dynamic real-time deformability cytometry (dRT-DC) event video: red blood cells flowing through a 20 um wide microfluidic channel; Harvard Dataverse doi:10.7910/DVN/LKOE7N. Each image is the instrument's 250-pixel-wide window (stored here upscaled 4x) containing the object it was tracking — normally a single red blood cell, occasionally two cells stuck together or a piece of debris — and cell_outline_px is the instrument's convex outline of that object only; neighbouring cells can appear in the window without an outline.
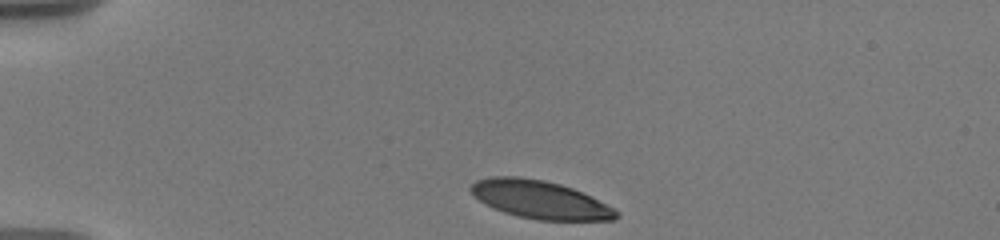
{"species": "human", "species_latin": "Homo sapiens", "temperature_condition": "warm", "stored_images_in_passage": 40, "camera_frame_rate_fps": 3000, "um_per_image_px": 0.085, "donor": {"sex": "male"}, "frame": {"image": 1, "passage_image": 1, "time_ms": 0.0, "image_size_px": [1000, 240], "cell_outline_px": [[620, 216], [616, 220], [536, 220], [504, 212], [484, 204], [468, 188], [476, 180], [492, 176], [520, 176], [544, 180], [560, 184], [572, 188], [616, 208], [620, 212]], "centroid_in_image_um": [45.93, 16.97], "position_along_channel_um": 39.1, "area_um2": 32.25}}
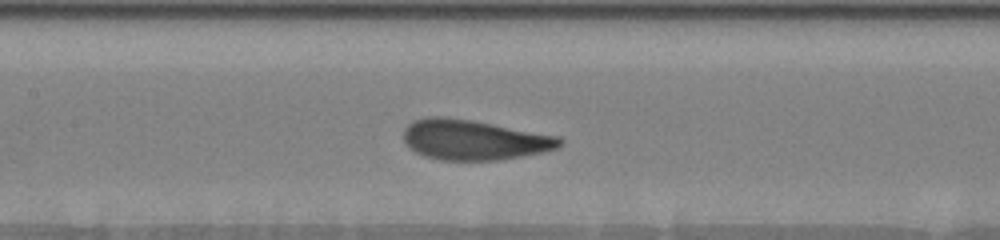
{"frame": {"image": 2, "passage_image": 18, "time_ms": 5.0, "image_size_px": [1000, 240], "cell_outline_px": [[564, 144], [560, 148], [520, 156], [496, 160], [440, 160], [424, 156], [408, 148], [404, 140], [404, 128], [412, 120], [428, 116], [444, 116], [472, 120], [560, 136], [564, 140]], "centroid_in_image_um": [40.28, 11.87], "position_along_channel_um": 167.1, "area_um2": 36.82}}
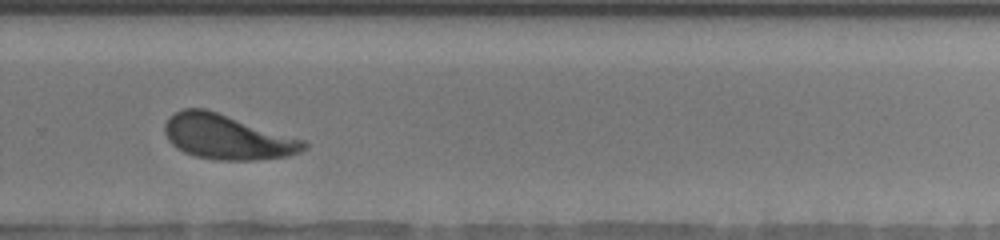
{"frame": {"image": 3, "passage_image": 33, "time_ms": 9.0, "image_size_px": [1000, 240], "cell_outline_px": [[308, 148], [300, 152], [288, 156], [256, 160], [216, 160], [196, 156], [184, 152], [176, 148], [168, 140], [164, 132], [164, 124], [168, 116], [184, 108], [204, 108], [304, 140], [308, 144]], "centroid_in_image_um": [19.28, 11.65], "position_along_channel_um": 310.5, "area_um2": 36.18}, "authors_computed_cell_mechanics": {"area_um2": 35.9516, "velocity_mm_per_s": 3.5931, "shape_relaxation_time_tau1_ms": 3.4828, "shape_relaxation_time_tau2_ms": 0.8339, "deformation_change_tau1": 0.1679, "deformation_change_tau2": 0.0827}}